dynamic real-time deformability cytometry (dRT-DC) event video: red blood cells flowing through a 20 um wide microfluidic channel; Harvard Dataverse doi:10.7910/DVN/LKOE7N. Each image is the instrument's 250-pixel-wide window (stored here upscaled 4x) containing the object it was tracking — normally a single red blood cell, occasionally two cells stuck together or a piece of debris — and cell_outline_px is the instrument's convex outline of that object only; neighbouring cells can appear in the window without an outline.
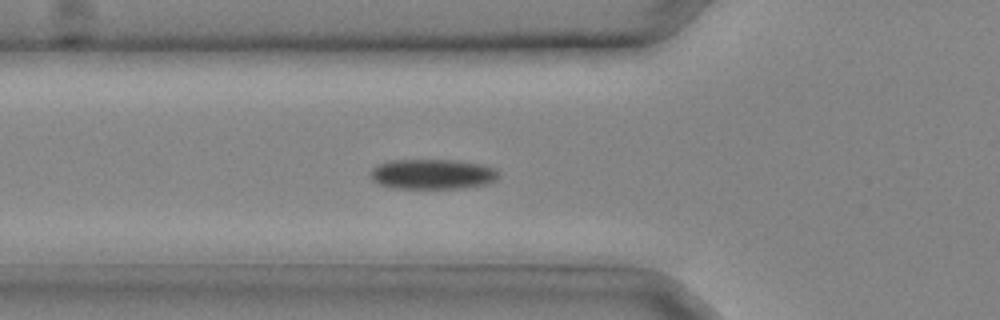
{"species": "common noctule bat (a hibernating species)", "species_latin": "Nyctalus noctula", "temperature_condition": "cold", "stored_images_in_passage": 31, "camera_frame_rate_fps": 3000, "um_per_image_px": 0.085, "animal": {"sex": "male", "body_mass_g": 20.4}, "frame": {"image": 1, "passage_image": 11, "time_ms": 3.333, "image_size_px": [1000, 320], "cell_outline_px": [[500, 176], [496, 180], [484, 184], [460, 188], [392, 188], [380, 184], [372, 180], [372, 168], [388, 160], [456, 160], [480, 164], [496, 168]], "centroid_in_image_um": [36.78, 14.79], "position_along_channel_um": 89.0, "area_um2": 22.37}}
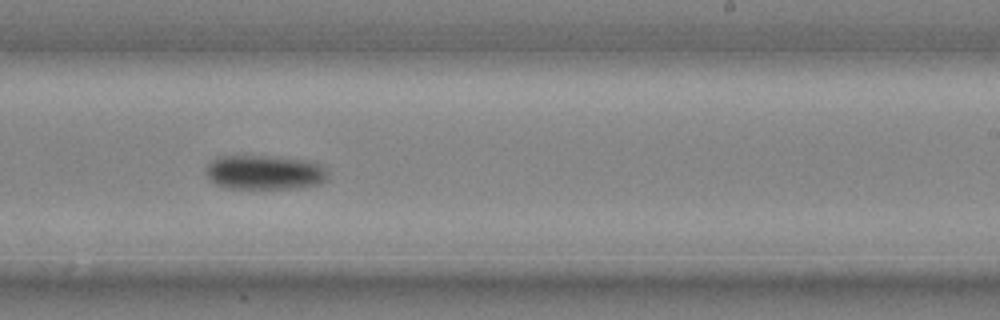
{"frame": {"image": 2, "passage_image": 20, "time_ms": 6.333, "image_size_px": [1000, 320], "cell_outline_px": [[328, 180], [320, 184], [300, 188], [228, 188], [216, 184], [208, 176], [204, 168], [208, 160], [216, 156], [276, 156], [308, 160], [324, 164], [328, 168]], "centroid_in_image_um": [22.54, 14.63], "position_along_channel_um": 266.5, "area_um2": 25.14}}
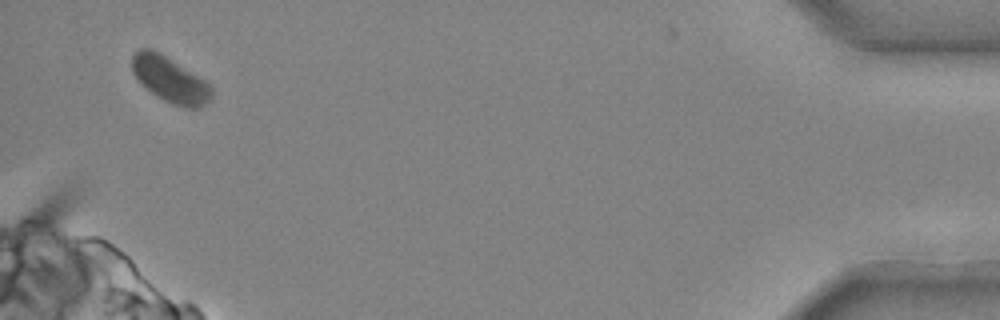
{"frame": {"image": 3, "passage_image": 31, "time_ms": 10.0, "image_size_px": [1000, 320], "cell_outline_px": [[212, 96], [200, 108], [184, 108], [172, 104], [156, 96], [132, 72], [132, 56], [140, 48], [152, 48], [160, 52], [204, 80], [212, 88]], "centroid_in_image_um": [14.45, 6.76], "position_along_channel_um": 420.7, "area_um2": 20.75}}